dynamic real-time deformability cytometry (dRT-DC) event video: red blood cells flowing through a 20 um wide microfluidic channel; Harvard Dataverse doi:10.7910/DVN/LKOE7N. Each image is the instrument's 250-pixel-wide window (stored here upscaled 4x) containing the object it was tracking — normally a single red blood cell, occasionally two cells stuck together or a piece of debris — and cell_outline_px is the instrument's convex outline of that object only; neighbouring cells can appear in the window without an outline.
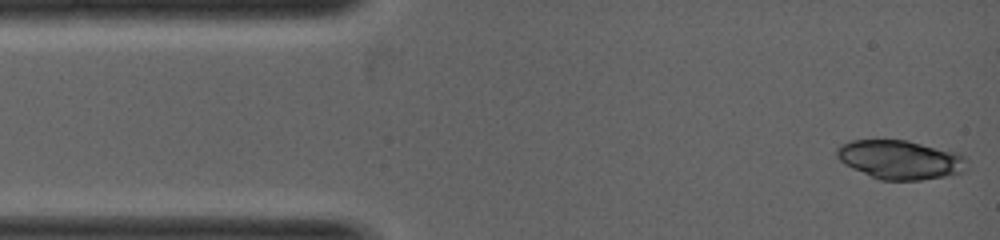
{"species": "common noctule bat (a hibernating species)", "species_latin": "Nyctalus noctula", "temperature_condition": "warm", "stored_images_in_passage": 4, "camera_frame_rate_fps": 5000, "um_per_image_px": 0.085, "animal": {"sex": "female", "body_mass_g": 19.0, "forearm_length_mm": 53.3}, "frame": {"image": 1, "passage_image": 1, "time_ms": 0.0, "image_size_px": [1000, 240], "cell_outline_px": [[968, 160], [964, 172], [944, 176], [920, 180], [880, 180], [852, 168], [844, 164], [836, 156], [836, 148], [840, 144], [852, 140], [908, 140], [956, 152], [964, 156]], "centroid_in_image_um": [76.51, 13.57], "position_along_channel_um": 8.5, "area_um2": 29.59}}